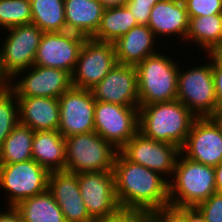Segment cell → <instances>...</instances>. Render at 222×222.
Here are the masks:
<instances>
[{"label":"cell","instance_id":"6da1fadb","mask_svg":"<svg viewBox=\"0 0 222 222\" xmlns=\"http://www.w3.org/2000/svg\"><path fill=\"white\" fill-rule=\"evenodd\" d=\"M119 206L153 212L169 204V184L159 173L130 162L119 151L113 166Z\"/></svg>","mask_w":222,"mask_h":222},{"label":"cell","instance_id":"7a4b0ae2","mask_svg":"<svg viewBox=\"0 0 222 222\" xmlns=\"http://www.w3.org/2000/svg\"><path fill=\"white\" fill-rule=\"evenodd\" d=\"M197 117L180 101L153 103L139 107V132L145 137L184 145Z\"/></svg>","mask_w":222,"mask_h":222},{"label":"cell","instance_id":"3957f363","mask_svg":"<svg viewBox=\"0 0 222 222\" xmlns=\"http://www.w3.org/2000/svg\"><path fill=\"white\" fill-rule=\"evenodd\" d=\"M146 57L136 67L139 107L147 104L174 101L177 98L179 63L168 52ZM169 56V57H168Z\"/></svg>","mask_w":222,"mask_h":222},{"label":"cell","instance_id":"277c9868","mask_svg":"<svg viewBox=\"0 0 222 222\" xmlns=\"http://www.w3.org/2000/svg\"><path fill=\"white\" fill-rule=\"evenodd\" d=\"M169 184V204L195 207L217 192L214 167L185 157L177 158Z\"/></svg>","mask_w":222,"mask_h":222},{"label":"cell","instance_id":"5b68a950","mask_svg":"<svg viewBox=\"0 0 222 222\" xmlns=\"http://www.w3.org/2000/svg\"><path fill=\"white\" fill-rule=\"evenodd\" d=\"M206 55L209 58L208 62L188 67L189 69L185 67L184 70L179 65L178 71L176 100L183 103L196 117H212L218 109L212 53Z\"/></svg>","mask_w":222,"mask_h":222},{"label":"cell","instance_id":"8992f818","mask_svg":"<svg viewBox=\"0 0 222 222\" xmlns=\"http://www.w3.org/2000/svg\"><path fill=\"white\" fill-rule=\"evenodd\" d=\"M65 140V171L77 174L113 171L118 150L95 131L73 135Z\"/></svg>","mask_w":222,"mask_h":222},{"label":"cell","instance_id":"52a82bcc","mask_svg":"<svg viewBox=\"0 0 222 222\" xmlns=\"http://www.w3.org/2000/svg\"><path fill=\"white\" fill-rule=\"evenodd\" d=\"M6 31L5 38H0V68L10 81L19 72L34 65L44 32L33 23L14 26Z\"/></svg>","mask_w":222,"mask_h":222},{"label":"cell","instance_id":"ba28073f","mask_svg":"<svg viewBox=\"0 0 222 222\" xmlns=\"http://www.w3.org/2000/svg\"><path fill=\"white\" fill-rule=\"evenodd\" d=\"M50 172L33 159L12 164H0V187L5 190L8 207L48 189Z\"/></svg>","mask_w":222,"mask_h":222},{"label":"cell","instance_id":"9c48e42d","mask_svg":"<svg viewBox=\"0 0 222 222\" xmlns=\"http://www.w3.org/2000/svg\"><path fill=\"white\" fill-rule=\"evenodd\" d=\"M94 131L119 151L139 131V107L96 101Z\"/></svg>","mask_w":222,"mask_h":222},{"label":"cell","instance_id":"30bf717a","mask_svg":"<svg viewBox=\"0 0 222 222\" xmlns=\"http://www.w3.org/2000/svg\"><path fill=\"white\" fill-rule=\"evenodd\" d=\"M119 152L130 162L159 173L169 182L173 177L180 148L147 138L138 131Z\"/></svg>","mask_w":222,"mask_h":222},{"label":"cell","instance_id":"8fae6325","mask_svg":"<svg viewBox=\"0 0 222 222\" xmlns=\"http://www.w3.org/2000/svg\"><path fill=\"white\" fill-rule=\"evenodd\" d=\"M116 63L113 43L86 38L72 74V87L91 90Z\"/></svg>","mask_w":222,"mask_h":222},{"label":"cell","instance_id":"7c38bea8","mask_svg":"<svg viewBox=\"0 0 222 222\" xmlns=\"http://www.w3.org/2000/svg\"><path fill=\"white\" fill-rule=\"evenodd\" d=\"M24 74V75H23ZM23 75L22 77H19ZM9 81L17 97L59 98L72 87V75L66 70L33 65ZM18 79V80H17Z\"/></svg>","mask_w":222,"mask_h":222},{"label":"cell","instance_id":"4fadbf2b","mask_svg":"<svg viewBox=\"0 0 222 222\" xmlns=\"http://www.w3.org/2000/svg\"><path fill=\"white\" fill-rule=\"evenodd\" d=\"M58 100V131L64 138L94 132L96 100L91 90L71 87Z\"/></svg>","mask_w":222,"mask_h":222},{"label":"cell","instance_id":"5bb4252c","mask_svg":"<svg viewBox=\"0 0 222 222\" xmlns=\"http://www.w3.org/2000/svg\"><path fill=\"white\" fill-rule=\"evenodd\" d=\"M86 38L69 31L44 32L34 65L66 70L72 75Z\"/></svg>","mask_w":222,"mask_h":222},{"label":"cell","instance_id":"9a60e30c","mask_svg":"<svg viewBox=\"0 0 222 222\" xmlns=\"http://www.w3.org/2000/svg\"><path fill=\"white\" fill-rule=\"evenodd\" d=\"M180 152L187 158L215 167L222 162V129L213 117H197Z\"/></svg>","mask_w":222,"mask_h":222},{"label":"cell","instance_id":"2e32d148","mask_svg":"<svg viewBox=\"0 0 222 222\" xmlns=\"http://www.w3.org/2000/svg\"><path fill=\"white\" fill-rule=\"evenodd\" d=\"M78 185L93 220L112 215L121 208L115 193L113 171L78 173Z\"/></svg>","mask_w":222,"mask_h":222},{"label":"cell","instance_id":"e0dca14e","mask_svg":"<svg viewBox=\"0 0 222 222\" xmlns=\"http://www.w3.org/2000/svg\"><path fill=\"white\" fill-rule=\"evenodd\" d=\"M96 101L139 107L138 81L135 65H116L91 89Z\"/></svg>","mask_w":222,"mask_h":222},{"label":"cell","instance_id":"ac0fdd59","mask_svg":"<svg viewBox=\"0 0 222 222\" xmlns=\"http://www.w3.org/2000/svg\"><path fill=\"white\" fill-rule=\"evenodd\" d=\"M48 190L62 210L66 222H93L78 185V174L68 171L50 172Z\"/></svg>","mask_w":222,"mask_h":222},{"label":"cell","instance_id":"d6986e66","mask_svg":"<svg viewBox=\"0 0 222 222\" xmlns=\"http://www.w3.org/2000/svg\"><path fill=\"white\" fill-rule=\"evenodd\" d=\"M188 23L183 0H161L151 9L148 27L159 41L172 36H180L179 40L185 41Z\"/></svg>","mask_w":222,"mask_h":222},{"label":"cell","instance_id":"ffe728a7","mask_svg":"<svg viewBox=\"0 0 222 222\" xmlns=\"http://www.w3.org/2000/svg\"><path fill=\"white\" fill-rule=\"evenodd\" d=\"M159 43L162 45L163 41H159L148 26H135L113 43L117 63L137 65L146 57L159 52Z\"/></svg>","mask_w":222,"mask_h":222},{"label":"cell","instance_id":"44dd1931","mask_svg":"<svg viewBox=\"0 0 222 222\" xmlns=\"http://www.w3.org/2000/svg\"><path fill=\"white\" fill-rule=\"evenodd\" d=\"M19 123L33 131L58 130L59 100L51 97H17Z\"/></svg>","mask_w":222,"mask_h":222},{"label":"cell","instance_id":"7402d4cb","mask_svg":"<svg viewBox=\"0 0 222 222\" xmlns=\"http://www.w3.org/2000/svg\"><path fill=\"white\" fill-rule=\"evenodd\" d=\"M66 31L91 38L99 28L105 8L98 0H64Z\"/></svg>","mask_w":222,"mask_h":222},{"label":"cell","instance_id":"603a6c76","mask_svg":"<svg viewBox=\"0 0 222 222\" xmlns=\"http://www.w3.org/2000/svg\"><path fill=\"white\" fill-rule=\"evenodd\" d=\"M32 159L49 172L65 171V138L58 130L34 131Z\"/></svg>","mask_w":222,"mask_h":222},{"label":"cell","instance_id":"cb8c5ba5","mask_svg":"<svg viewBox=\"0 0 222 222\" xmlns=\"http://www.w3.org/2000/svg\"><path fill=\"white\" fill-rule=\"evenodd\" d=\"M185 41L195 43L203 52L216 53L222 49V14L189 18Z\"/></svg>","mask_w":222,"mask_h":222},{"label":"cell","instance_id":"d4e9b609","mask_svg":"<svg viewBox=\"0 0 222 222\" xmlns=\"http://www.w3.org/2000/svg\"><path fill=\"white\" fill-rule=\"evenodd\" d=\"M15 209L20 213L23 222H66L62 210L48 189L22 200Z\"/></svg>","mask_w":222,"mask_h":222},{"label":"cell","instance_id":"484cf974","mask_svg":"<svg viewBox=\"0 0 222 222\" xmlns=\"http://www.w3.org/2000/svg\"><path fill=\"white\" fill-rule=\"evenodd\" d=\"M135 26L138 23L126 6L108 8L104 10L99 28L91 38L114 43Z\"/></svg>","mask_w":222,"mask_h":222},{"label":"cell","instance_id":"4316f807","mask_svg":"<svg viewBox=\"0 0 222 222\" xmlns=\"http://www.w3.org/2000/svg\"><path fill=\"white\" fill-rule=\"evenodd\" d=\"M34 131L18 123L0 147V164H12L32 159Z\"/></svg>","mask_w":222,"mask_h":222},{"label":"cell","instance_id":"83f0119b","mask_svg":"<svg viewBox=\"0 0 222 222\" xmlns=\"http://www.w3.org/2000/svg\"><path fill=\"white\" fill-rule=\"evenodd\" d=\"M32 22L43 32L66 31L64 0H30Z\"/></svg>","mask_w":222,"mask_h":222},{"label":"cell","instance_id":"f1b7e54d","mask_svg":"<svg viewBox=\"0 0 222 222\" xmlns=\"http://www.w3.org/2000/svg\"><path fill=\"white\" fill-rule=\"evenodd\" d=\"M31 22L30 0H0V26L3 31Z\"/></svg>","mask_w":222,"mask_h":222},{"label":"cell","instance_id":"f546056e","mask_svg":"<svg viewBox=\"0 0 222 222\" xmlns=\"http://www.w3.org/2000/svg\"><path fill=\"white\" fill-rule=\"evenodd\" d=\"M19 123V106L17 95L8 87L0 91V147Z\"/></svg>","mask_w":222,"mask_h":222},{"label":"cell","instance_id":"4dcf8cb0","mask_svg":"<svg viewBox=\"0 0 222 222\" xmlns=\"http://www.w3.org/2000/svg\"><path fill=\"white\" fill-rule=\"evenodd\" d=\"M188 18L222 14V0H183Z\"/></svg>","mask_w":222,"mask_h":222},{"label":"cell","instance_id":"1f68e13d","mask_svg":"<svg viewBox=\"0 0 222 222\" xmlns=\"http://www.w3.org/2000/svg\"><path fill=\"white\" fill-rule=\"evenodd\" d=\"M195 208L202 214L206 222H222V192L212 194Z\"/></svg>","mask_w":222,"mask_h":222},{"label":"cell","instance_id":"d6a6232c","mask_svg":"<svg viewBox=\"0 0 222 222\" xmlns=\"http://www.w3.org/2000/svg\"><path fill=\"white\" fill-rule=\"evenodd\" d=\"M151 213L160 222H189V207L167 204Z\"/></svg>","mask_w":222,"mask_h":222},{"label":"cell","instance_id":"836d02e7","mask_svg":"<svg viewBox=\"0 0 222 222\" xmlns=\"http://www.w3.org/2000/svg\"><path fill=\"white\" fill-rule=\"evenodd\" d=\"M161 0H128L125 5L135 17L138 25L148 26L151 9Z\"/></svg>","mask_w":222,"mask_h":222},{"label":"cell","instance_id":"e575fe53","mask_svg":"<svg viewBox=\"0 0 222 222\" xmlns=\"http://www.w3.org/2000/svg\"><path fill=\"white\" fill-rule=\"evenodd\" d=\"M148 213L140 209L120 208L116 213L93 222H140Z\"/></svg>","mask_w":222,"mask_h":222},{"label":"cell","instance_id":"d590c367","mask_svg":"<svg viewBox=\"0 0 222 222\" xmlns=\"http://www.w3.org/2000/svg\"><path fill=\"white\" fill-rule=\"evenodd\" d=\"M212 72L218 108L222 107V58L212 53Z\"/></svg>","mask_w":222,"mask_h":222},{"label":"cell","instance_id":"8d00e7d4","mask_svg":"<svg viewBox=\"0 0 222 222\" xmlns=\"http://www.w3.org/2000/svg\"><path fill=\"white\" fill-rule=\"evenodd\" d=\"M0 222H23V220L15 207H7L6 211H0Z\"/></svg>","mask_w":222,"mask_h":222},{"label":"cell","instance_id":"74e56055","mask_svg":"<svg viewBox=\"0 0 222 222\" xmlns=\"http://www.w3.org/2000/svg\"><path fill=\"white\" fill-rule=\"evenodd\" d=\"M105 9L123 7L127 4L128 0H98Z\"/></svg>","mask_w":222,"mask_h":222},{"label":"cell","instance_id":"f35d334b","mask_svg":"<svg viewBox=\"0 0 222 222\" xmlns=\"http://www.w3.org/2000/svg\"><path fill=\"white\" fill-rule=\"evenodd\" d=\"M217 192H222V162L214 167Z\"/></svg>","mask_w":222,"mask_h":222},{"label":"cell","instance_id":"ab89813d","mask_svg":"<svg viewBox=\"0 0 222 222\" xmlns=\"http://www.w3.org/2000/svg\"><path fill=\"white\" fill-rule=\"evenodd\" d=\"M189 222H206L202 214L195 208L189 207Z\"/></svg>","mask_w":222,"mask_h":222},{"label":"cell","instance_id":"60d3db41","mask_svg":"<svg viewBox=\"0 0 222 222\" xmlns=\"http://www.w3.org/2000/svg\"><path fill=\"white\" fill-rule=\"evenodd\" d=\"M9 87L8 79L3 75L0 68V91H3Z\"/></svg>","mask_w":222,"mask_h":222},{"label":"cell","instance_id":"b9f144b4","mask_svg":"<svg viewBox=\"0 0 222 222\" xmlns=\"http://www.w3.org/2000/svg\"><path fill=\"white\" fill-rule=\"evenodd\" d=\"M222 129V107L217 109V112L212 116Z\"/></svg>","mask_w":222,"mask_h":222},{"label":"cell","instance_id":"7bdbcfd3","mask_svg":"<svg viewBox=\"0 0 222 222\" xmlns=\"http://www.w3.org/2000/svg\"><path fill=\"white\" fill-rule=\"evenodd\" d=\"M140 222H160L151 212H149Z\"/></svg>","mask_w":222,"mask_h":222},{"label":"cell","instance_id":"ee69618b","mask_svg":"<svg viewBox=\"0 0 222 222\" xmlns=\"http://www.w3.org/2000/svg\"><path fill=\"white\" fill-rule=\"evenodd\" d=\"M222 58V49L216 52Z\"/></svg>","mask_w":222,"mask_h":222}]
</instances>
